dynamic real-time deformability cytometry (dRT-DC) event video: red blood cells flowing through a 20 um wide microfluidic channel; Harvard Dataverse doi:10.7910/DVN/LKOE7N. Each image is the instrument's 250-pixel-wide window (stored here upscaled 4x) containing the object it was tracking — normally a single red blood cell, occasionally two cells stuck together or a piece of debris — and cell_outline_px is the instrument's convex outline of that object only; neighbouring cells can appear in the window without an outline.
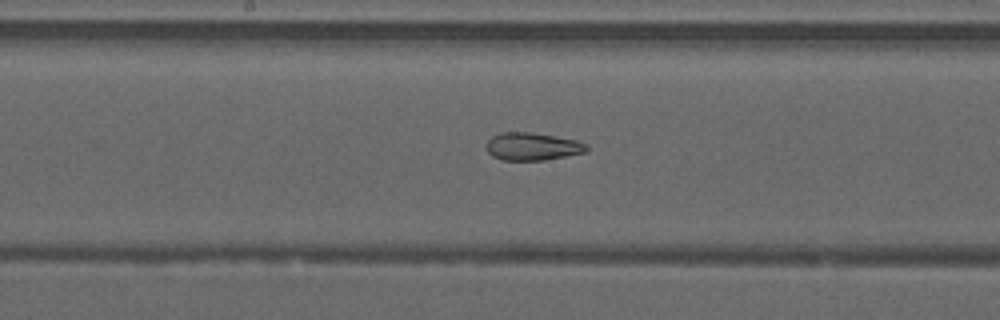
{"species": "common noctule bat (a hibernating species)", "species_latin": "Nyctalus noctula", "temperature_condition": "warm", "stored_images_in_passage": 48, "camera_frame_rate_fps": 3000, "um_per_image_px": 0.085, "animal": {"sex": "male", "forearm_length_mm": 52.5}, "frame": {"image": 1, "passage_image": 25, "time_ms": 8.0, "image_size_px": [1000, 320], "cell_outline_px": [[588, 152], [544, 160], [500, 160], [492, 156], [488, 152], [488, 140], [492, 136], [500, 132], [532, 132], [576, 140], [588, 144]], "centroid_in_image_um": [45.28, 12.45], "position_along_channel_um": 202.9, "area_um2": 16.24}}
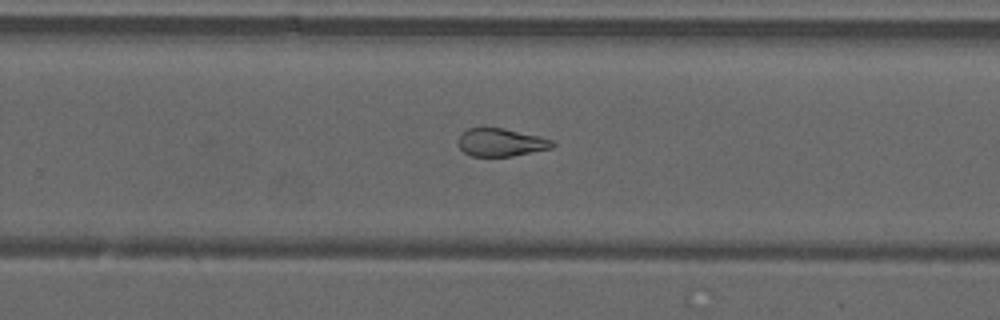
{"frame": {"image": 2, "passage_image": 31, "time_ms": 10.0, "image_size_px": [1000, 320], "cell_outline_px": [[556, 144], [552, 148], [512, 156], [472, 156], [464, 152], [456, 144], [456, 140], [468, 128], [504, 128], [540, 136], [552, 140]], "centroid_in_image_um": [42.57, 12.1], "position_along_channel_um": 287.2, "area_um2": 15.37}}
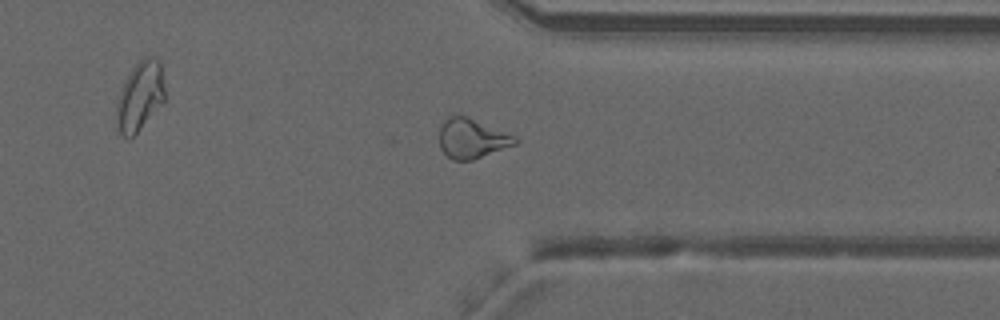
{"frame": {"image": 3, "passage_image": 37, "time_ms": 12.0, "image_size_px": [1000, 320], "cell_outline_px": [[520, 140], [516, 144], [472, 160], [452, 160], [440, 148], [440, 124], [448, 116], [468, 116], [516, 136]], "centroid_in_image_um": [40.12, 11.76], "position_along_channel_um": 371.3, "area_um2": 17.51}, "authors_computed_cell_mechanics": {"area_um2": 20.7791, "velocity_mm_per_s": 4.2419, "shape_relaxation_time_tau1_ms": null, "shape_relaxation_time_tau2_ms": 2.7715, "deformation_change_tau1": null, "deformation_change_tau2": 0.0963}}